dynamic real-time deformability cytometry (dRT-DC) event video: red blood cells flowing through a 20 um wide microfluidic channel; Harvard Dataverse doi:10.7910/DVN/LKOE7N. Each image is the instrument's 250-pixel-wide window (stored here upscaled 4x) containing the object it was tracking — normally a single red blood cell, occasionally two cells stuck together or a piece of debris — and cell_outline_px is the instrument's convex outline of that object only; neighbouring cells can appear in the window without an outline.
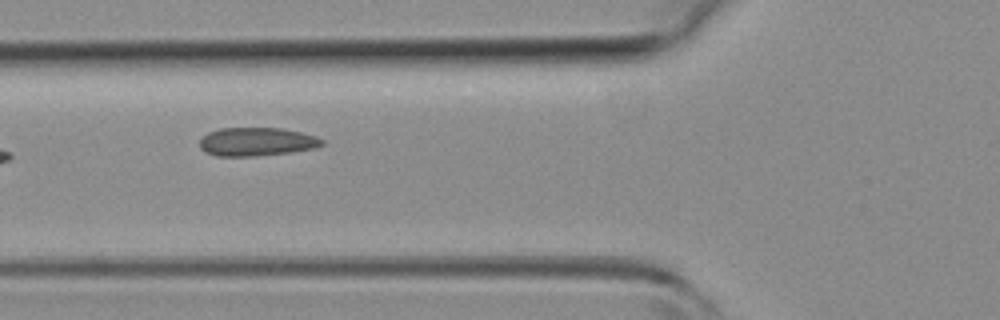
{"species": "common noctule bat (a hibernating species)", "species_latin": "Nyctalus noctula", "temperature_condition": "room temperature", "stored_images_in_passage": 6, "camera_frame_rate_fps": 3000, "um_per_image_px": 0.085, "animal": {"sex": "female", "body_mass_g": 19.3, "forearm_length_mm": 54.1}, "frame": {"image": 1, "passage_image": 6, "time_ms": 5.667, "image_size_px": [1000, 320], "cell_outline_px": [[324, 144], [316, 148], [288, 152], [256, 156], [216, 156], [204, 152], [200, 148], [200, 140], [208, 132], [220, 128], [280, 128], [300, 132], [316, 136], [324, 140]], "centroid_in_image_um": [21.81, 12.05], "position_along_channel_um": 104.0, "area_um2": 20.29}}